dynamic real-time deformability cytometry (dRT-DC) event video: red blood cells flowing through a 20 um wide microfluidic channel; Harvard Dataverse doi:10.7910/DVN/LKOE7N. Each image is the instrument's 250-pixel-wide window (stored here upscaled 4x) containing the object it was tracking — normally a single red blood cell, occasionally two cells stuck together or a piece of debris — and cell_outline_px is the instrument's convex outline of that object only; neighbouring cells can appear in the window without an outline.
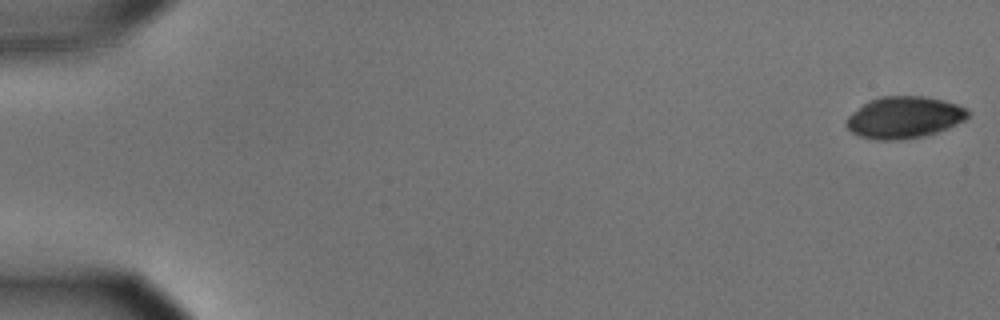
{"species": "common noctule bat (a hibernating species)", "species_latin": "Nyctalus noctula", "temperature_condition": "cold", "stored_images_in_passage": 56, "camera_frame_rate_fps": 3000, "um_per_image_px": 0.085, "animal": {"sex": "male", "body_mass_g": 15.6}, "frame": {"image": 1, "passage_image": 1, "time_ms": 0.0, "image_size_px": [1000, 320], "cell_outline_px": [[972, 112], [964, 120], [948, 128], [924, 136], [900, 140], [876, 140], [860, 136], [852, 132], [844, 124], [844, 120], [852, 112], [868, 100], [880, 96], [924, 96], [944, 100], [968, 108]], "centroid_in_image_um": [76.85, 9.97], "position_along_channel_um": 8.2, "area_um2": 29.88}}
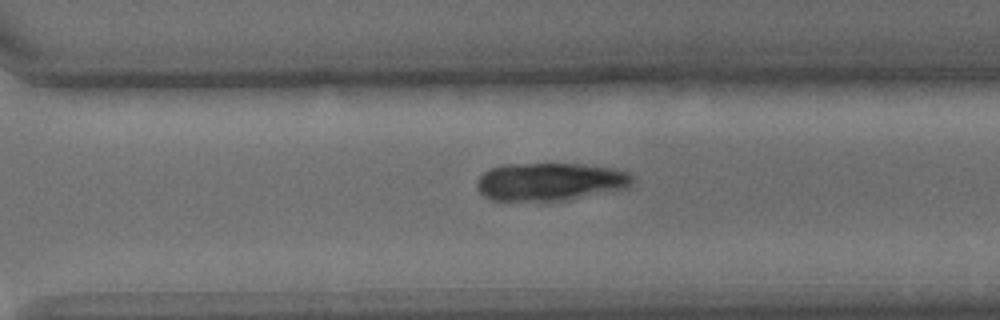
{"frame": {"image": 2, "passage_image": 40, "time_ms": 13.0, "image_size_px": [1000, 320], "cell_outline_px": [[636, 176], [628, 188], [548, 204], [492, 200], [484, 196], [476, 188], [476, 180], [488, 168], [500, 164], [584, 164], [612, 168], [628, 172]], "centroid_in_image_um": [46.73, 15.48], "position_along_channel_um": 323.9, "area_um2": 35.78}}
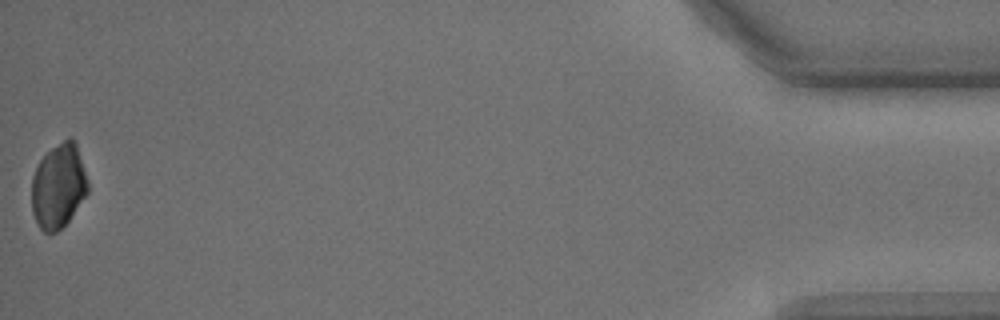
{"frame": {"image": 3, "passage_image": 56, "time_ms": 18.333, "image_size_px": [1000, 320], "cell_outline_px": [[88, 192], [68, 220], [56, 232], [44, 232], [40, 228], [32, 212], [32, 176], [40, 160], [52, 148], [68, 136], [72, 136], [76, 144], [88, 180]], "centroid_in_image_um": [4.97, 15.79], "position_along_channel_um": 430.2, "area_um2": 27.34}}